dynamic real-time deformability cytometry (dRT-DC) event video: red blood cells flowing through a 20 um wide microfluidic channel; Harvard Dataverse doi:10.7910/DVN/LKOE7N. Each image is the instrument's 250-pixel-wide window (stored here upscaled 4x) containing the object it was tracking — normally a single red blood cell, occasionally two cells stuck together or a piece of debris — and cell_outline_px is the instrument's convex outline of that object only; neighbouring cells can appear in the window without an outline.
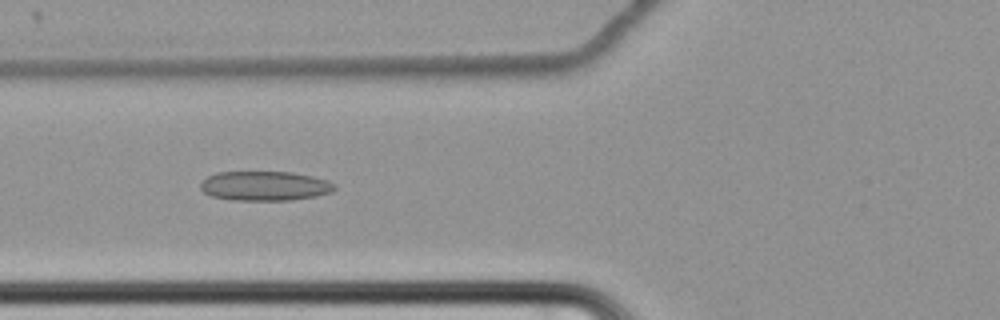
{"species": "common noctule bat (a hibernating species)", "species_latin": "Nyctalus noctula", "temperature_condition": "cold", "stored_images_in_passage": 64, "camera_frame_rate_fps": 3000, "um_per_image_px": 0.085, "animal": {"sex": "female", "body_mass_g": 22.7, "forearm_length_mm": 54.2}, "frame": {"image": 1, "passage_image": 28, "time_ms": 9.0, "image_size_px": [1000, 320], "cell_outline_px": [[336, 188], [332, 192], [316, 196], [292, 200], [232, 200], [212, 196], [204, 192], [200, 188], [200, 184], [208, 176], [216, 172], [292, 172], [312, 176], [328, 180], [336, 184]], "centroid_in_image_um": [22.54, 15.8], "position_along_channel_um": 103.3, "area_um2": 23.12}}
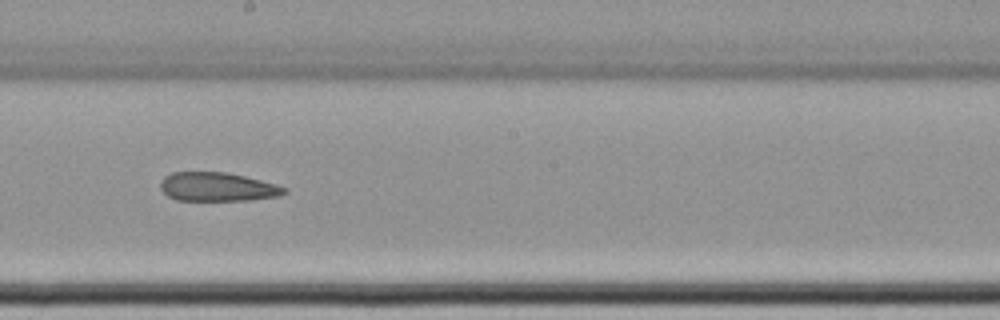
{"frame": {"image": 2, "passage_image": 39, "time_ms": 12.667, "image_size_px": [1000, 320], "cell_outline_px": [[288, 192], [280, 196], [252, 200], [176, 200], [168, 196], [160, 188], [160, 180], [164, 176], [172, 172], [228, 172], [276, 184], [288, 188]], "centroid_in_image_um": [18.5, 15.88], "position_along_channel_um": 229.7, "area_um2": 20.98}}
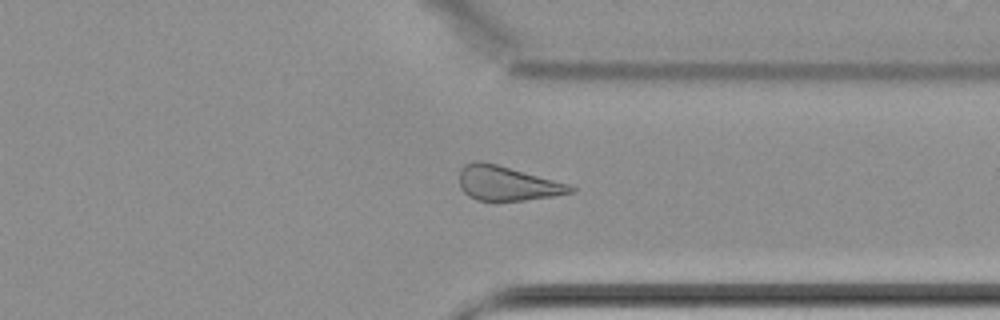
{"frame": {"image": 3, "passage_image": 51, "time_ms": 16.667, "image_size_px": [1000, 320], "cell_outline_px": [[576, 192], [556, 196], [524, 200], [476, 200], [468, 196], [460, 188], [460, 168], [464, 164], [476, 160], [480, 160], [496, 164], [572, 184], [576, 188]], "centroid_in_image_um": [43.15, 15.58], "position_along_channel_um": 368.3, "area_um2": 22.6}}